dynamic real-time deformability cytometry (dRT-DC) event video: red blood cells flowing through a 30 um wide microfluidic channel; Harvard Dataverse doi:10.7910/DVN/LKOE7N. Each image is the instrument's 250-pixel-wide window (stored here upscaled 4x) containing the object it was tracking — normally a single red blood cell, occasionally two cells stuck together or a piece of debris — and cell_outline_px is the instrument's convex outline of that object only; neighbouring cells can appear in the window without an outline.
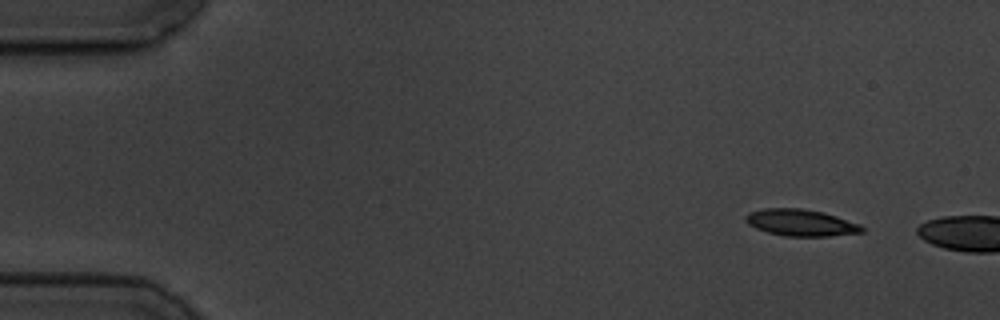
{"species": "common noctule bat (a hibernating species)", "species_latin": "Nyctalus noctula", "temperature_condition": "cold", "stored_images_in_passage": 3, "camera_frame_rate_fps": 3000, "um_per_image_px": 0.085, "animal": {"sex": "male", "body_mass_g": 19.5, "forearm_length_mm": 54.6}, "frame": {"image": 1, "passage_image": 1, "time_ms": 0.0, "image_size_px": [1000, 320], "cell_outline_px": [[864, 232], [828, 236], [784, 236], [768, 232], [756, 228], [748, 224], [744, 220], [744, 216], [748, 212], [764, 208], [800, 208], [824, 212], [860, 224], [864, 228]], "centroid_in_image_um": [68.05, 18.92], "position_along_channel_um": 17.0, "area_um2": 18.15}}